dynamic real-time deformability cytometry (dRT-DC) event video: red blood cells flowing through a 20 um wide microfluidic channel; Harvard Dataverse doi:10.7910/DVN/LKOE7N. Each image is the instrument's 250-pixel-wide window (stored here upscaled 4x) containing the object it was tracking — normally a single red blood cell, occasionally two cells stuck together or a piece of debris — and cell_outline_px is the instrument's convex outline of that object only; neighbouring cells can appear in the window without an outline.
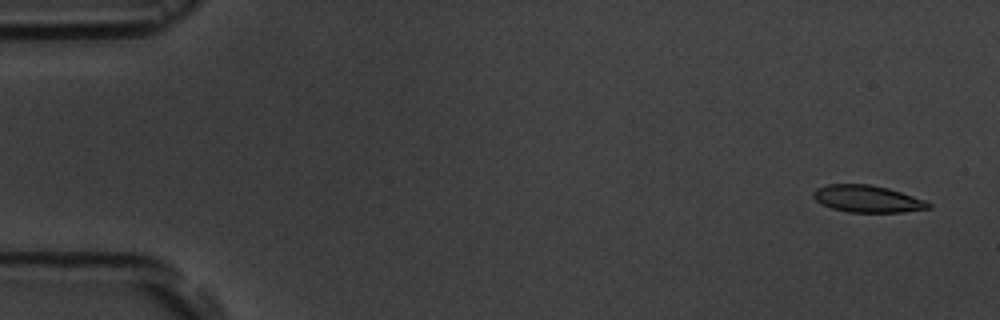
{"species": "common noctule bat (a hibernating species)", "species_latin": "Nyctalus noctula", "temperature_condition": "room temperature", "stored_images_in_passage": 4, "camera_frame_rate_fps": 3000, "um_per_image_px": 0.085, "animal": {"sex": "male", "body_mass_g": 19.5, "forearm_length_mm": 54.6}, "frame": {"image": 1, "passage_image": 1, "time_ms": 0.0, "image_size_px": [1000, 320], "cell_outline_px": [[932, 208], [904, 212], [848, 212], [832, 208], [820, 204], [812, 196], [812, 192], [816, 188], [828, 184], [868, 184], [888, 188], [928, 200], [932, 204]], "centroid_in_image_um": [73.76, 16.9], "position_along_channel_um": 11.2, "area_um2": 18.38}}